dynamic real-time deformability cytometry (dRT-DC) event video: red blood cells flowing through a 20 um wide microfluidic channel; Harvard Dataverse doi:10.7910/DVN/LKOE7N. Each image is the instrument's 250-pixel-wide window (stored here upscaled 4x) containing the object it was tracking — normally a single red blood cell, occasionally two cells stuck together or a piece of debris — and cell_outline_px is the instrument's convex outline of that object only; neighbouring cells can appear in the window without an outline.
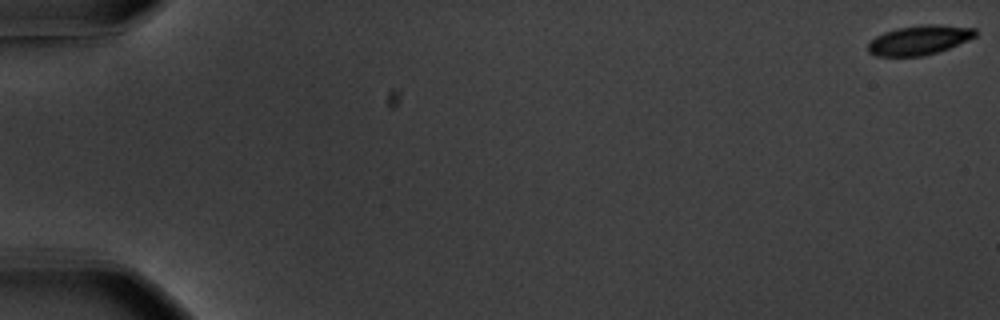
{"species": "common noctule bat (a hibernating species)", "species_latin": "Nyctalus noctula", "temperature_condition": "warm", "stored_images_in_passage": 16, "camera_frame_rate_fps": 3000, "um_per_image_px": 0.085, "animal": {"sex": "male", "body_mass_g": 20.1, "forearm_length_mm": 53.5}, "frame": {"image": 1, "passage_image": 1, "time_ms": 0.0, "image_size_px": [1000, 320], "cell_outline_px": [[976, 36], [968, 40], [948, 48], [924, 56], [876, 56], [868, 52], [868, 44], [876, 36], [884, 32], [896, 28], [928, 24], [936, 24], [976, 28]], "centroid_in_image_um": [78.13, 3.4], "position_along_channel_um": 6.9, "area_um2": 18.32}}